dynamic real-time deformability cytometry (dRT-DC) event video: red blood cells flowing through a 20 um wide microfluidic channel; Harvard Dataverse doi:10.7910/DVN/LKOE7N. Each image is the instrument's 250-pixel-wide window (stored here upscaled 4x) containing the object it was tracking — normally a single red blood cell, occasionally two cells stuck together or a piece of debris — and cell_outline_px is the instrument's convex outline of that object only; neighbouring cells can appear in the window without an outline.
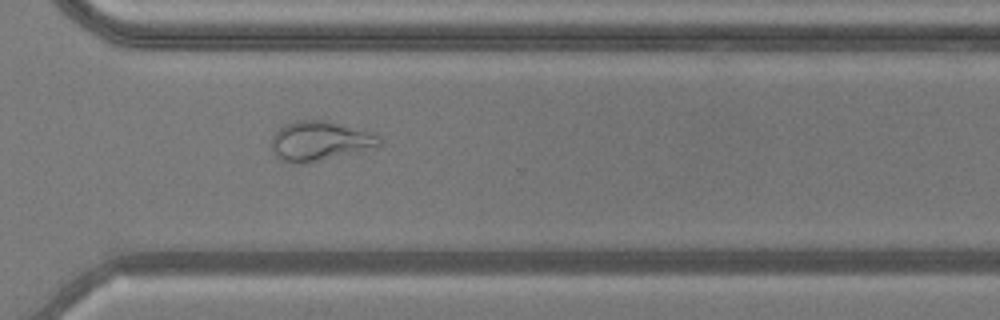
{"species": "common noctule bat (a hibernating species)", "species_latin": "Nyctalus noctula", "temperature_condition": "warm", "stored_images_in_passage": 52, "camera_frame_rate_fps": 3000, "um_per_image_px": 0.085, "animal": {"sex": "male", "body_mass_g": 20.5, "forearm_length_mm": 52.5}, "frame": {"image": 1, "passage_image": 37, "time_ms": 12.0, "image_size_px": [1000, 320], "cell_outline_px": [[380, 148], [304, 164], [292, 164], [280, 160], [272, 152], [272, 136], [284, 124], [296, 120], [328, 120], [376, 132], [380, 136]], "centroid_in_image_um": [27.26, 11.99], "position_along_channel_um": 343.3, "area_um2": 25.78}}
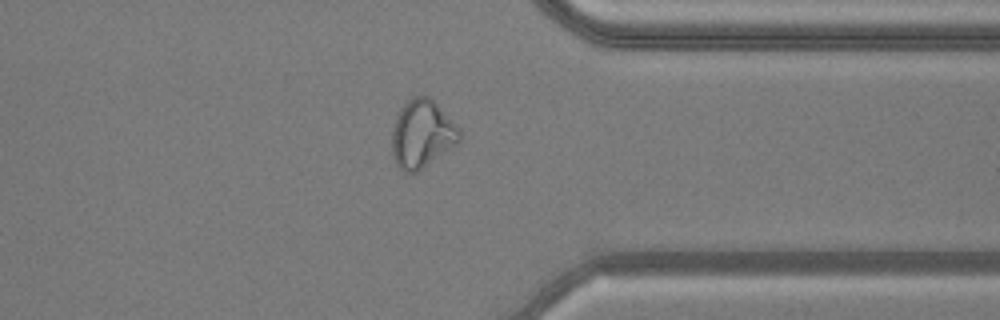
{"frame": {"image": 2, "passage_image": 40, "time_ms": 13.0, "image_size_px": [1000, 320], "cell_outline_px": [[460, 140], [456, 144], [416, 172], [404, 172], [396, 164], [392, 156], [392, 132], [396, 116], [400, 108], [412, 96], [428, 96], [460, 128]], "centroid_in_image_um": [35.84, 11.38], "position_along_channel_um": 375.6, "area_um2": 26.36}}
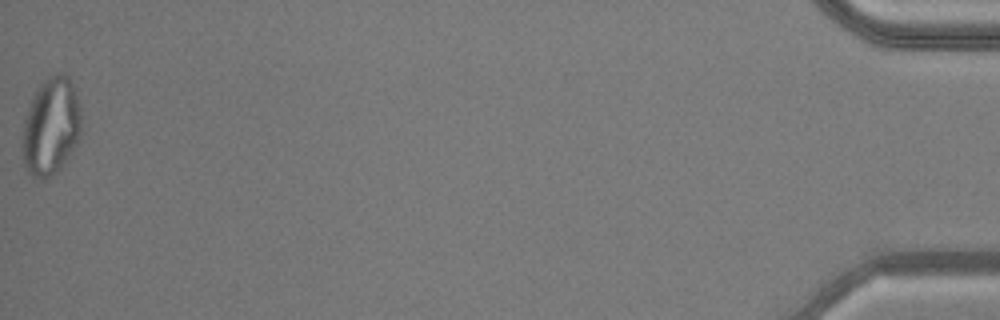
{"frame": {"image": 3, "passage_image": 52, "time_ms": 17.0, "image_size_px": [1000, 320], "cell_outline_px": [[80, 136], [76, 144], [60, 168], [44, 180], [32, 176], [28, 172], [24, 164], [24, 120], [28, 108], [40, 84], [48, 76], [56, 72], [60, 72], [68, 76], [72, 84], [80, 104]], "centroid_in_image_um": [4.35, 10.72], "position_along_channel_um": 430.8, "area_um2": 32.89}, "authors_computed_cell_mechanics": {"area_um2": 27.2238, "velocity_mm_per_s": 3.8561, "shape_relaxation_time_tau1_ms": null, "shape_relaxation_time_tau2_ms": 0.8003, "deformation_change_tau1": null, "deformation_change_tau2": 0.0895}}